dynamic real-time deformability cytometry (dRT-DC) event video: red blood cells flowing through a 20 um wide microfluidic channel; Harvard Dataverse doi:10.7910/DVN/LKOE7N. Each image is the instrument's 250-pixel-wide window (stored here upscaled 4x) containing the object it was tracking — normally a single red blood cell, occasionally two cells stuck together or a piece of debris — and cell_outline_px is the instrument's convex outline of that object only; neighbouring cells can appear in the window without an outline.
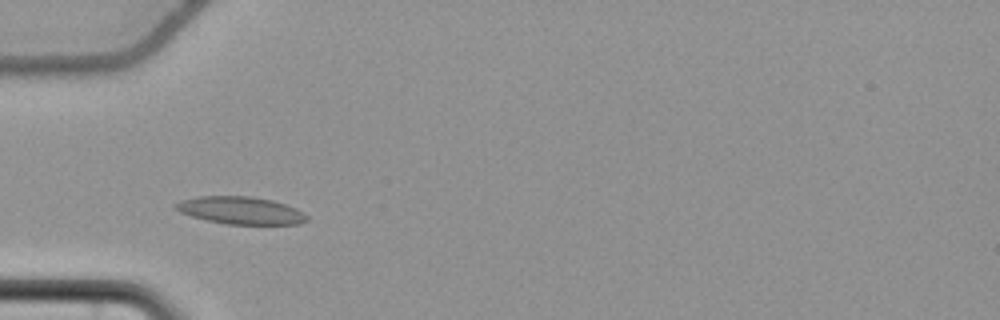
{"species": "common noctule bat (a hibernating species)", "species_latin": "Nyctalus noctula", "temperature_condition": "cold", "stored_images_in_passage": 49, "camera_frame_rate_fps": 3000, "um_per_image_px": 0.085, "animal": {"sex": "female", "body_mass_g": 22.7, "forearm_length_mm": 54.2}, "frame": {"image": 1, "passage_image": 11, "time_ms": 3.333, "image_size_px": [1000, 320], "cell_outline_px": [[308, 220], [300, 224], [228, 224], [208, 220], [192, 216], [180, 212], [172, 208], [180, 200], [196, 196], [252, 196], [272, 200], [296, 208], [308, 216]], "centroid_in_image_um": [20.45, 17.88], "position_along_channel_um": 64.6, "area_um2": 20.98}}
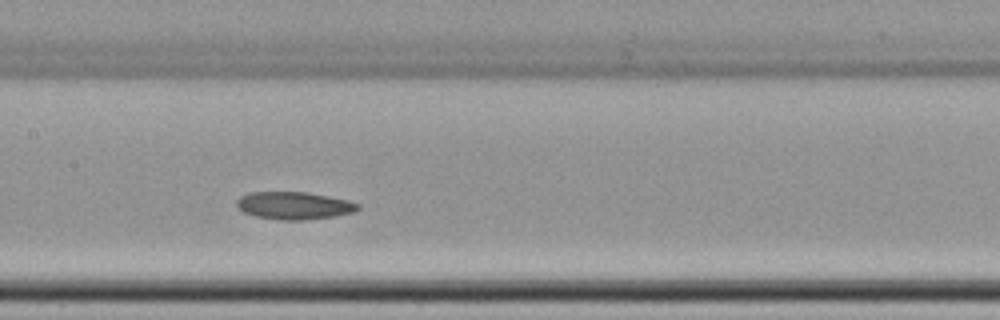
{"frame": {"image": 2, "passage_image": 21, "time_ms": 6.667, "image_size_px": [1000, 320], "cell_outline_px": [[360, 208], [352, 212], [336, 216], [304, 220], [280, 220], [256, 216], [244, 212], [236, 208], [236, 200], [240, 196], [248, 192], [308, 192], [348, 200], [360, 204]], "centroid_in_image_um": [24.97, 17.47], "position_along_channel_um": 182.4, "area_um2": 19.59}}
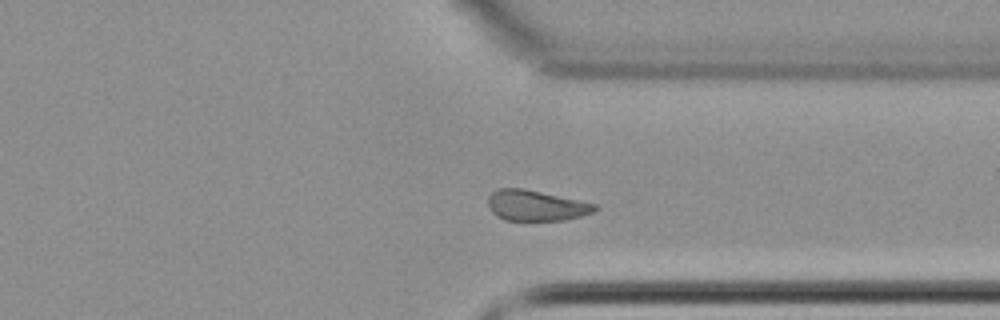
{"frame": {"image": 3, "passage_image": 36, "time_ms": 11.667, "image_size_px": [1000, 320], "cell_outline_px": [[600, 208], [596, 212], [564, 220], [504, 220], [496, 216], [492, 212], [488, 204], [488, 196], [496, 188], [520, 188], [540, 192], [596, 204]], "centroid_in_image_um": [45.55, 17.48], "position_along_channel_um": 365.8, "area_um2": 18.96}}